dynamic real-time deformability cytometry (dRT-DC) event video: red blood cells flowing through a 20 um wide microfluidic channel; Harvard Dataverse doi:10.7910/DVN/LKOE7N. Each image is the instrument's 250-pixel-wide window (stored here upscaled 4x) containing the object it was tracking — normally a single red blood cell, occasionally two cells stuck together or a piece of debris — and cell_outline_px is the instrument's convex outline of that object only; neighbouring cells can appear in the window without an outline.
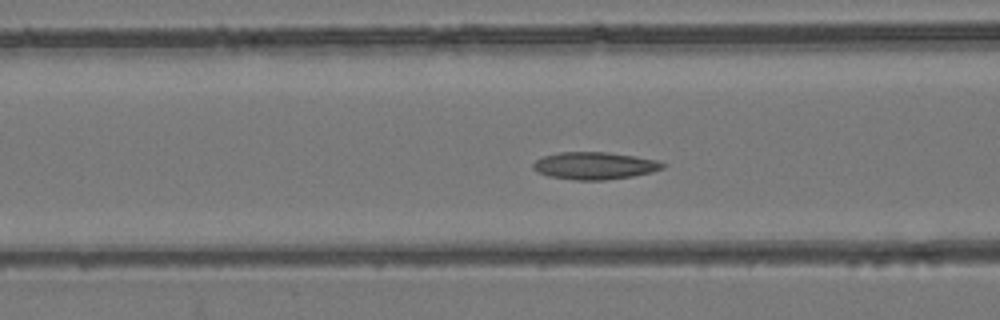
{"species": "common noctule bat (a hibernating species)", "species_latin": "Nyctalus noctula", "temperature_condition": "room temperature", "stored_images_in_passage": 43, "camera_frame_rate_fps": 3000, "um_per_image_px": 0.085, "animal": {"sex": "female", "body_mass_g": 24.6, "forearm_length_mm": 56.2}, "frame": {"image": 1, "passage_image": 11, "time_ms": 3.333, "image_size_px": [1000, 320], "cell_outline_px": [[664, 168], [652, 172], [632, 176], [604, 180], [576, 180], [548, 176], [536, 172], [532, 168], [532, 164], [536, 160], [544, 156], [560, 152], [608, 152], [636, 156], [656, 160], [664, 164]], "centroid_in_image_um": [50.51, 14.08], "position_along_channel_um": 116.1, "area_um2": 20.63}}
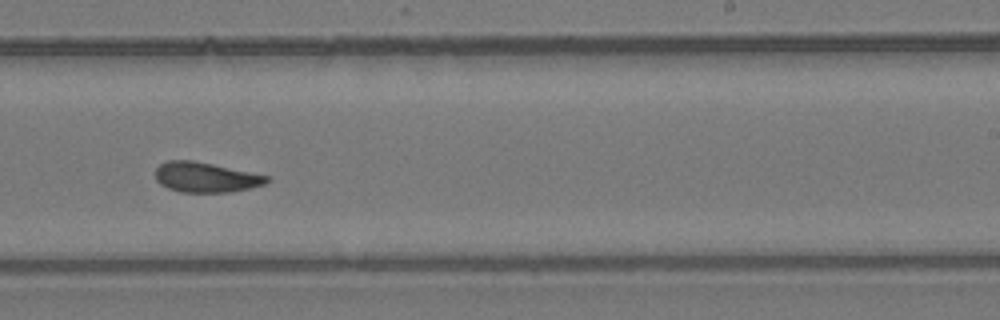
{"frame": {"image": 2, "passage_image": 23, "time_ms": 7.333, "image_size_px": [1000, 320], "cell_outline_px": [[268, 180], [264, 184], [248, 188], [228, 192], [180, 192], [168, 188], [160, 184], [156, 180], [156, 168], [160, 164], [168, 160], [192, 160], [212, 164], [268, 176]], "centroid_in_image_um": [17.42, 15.07], "position_along_channel_um": 271.6, "area_um2": 19.19}}
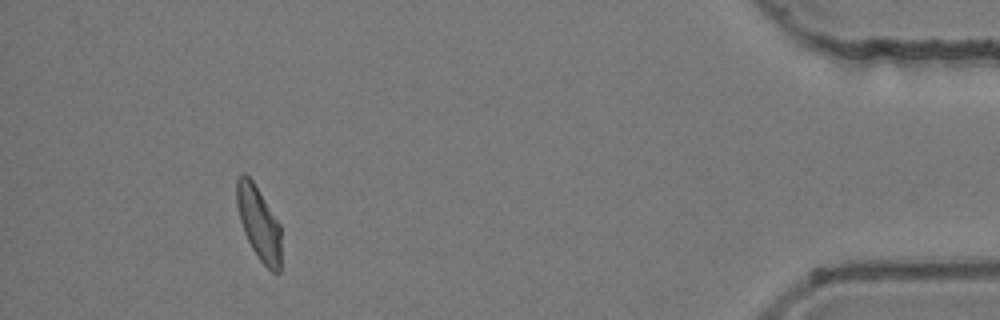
{"frame": {"image": 3, "passage_image": 39, "time_ms": 12.667, "image_size_px": [1000, 320], "cell_outline_px": [[280, 272], [272, 272], [260, 260], [252, 248], [244, 232], [240, 220], [236, 204], [236, 176], [240, 172], [244, 172], [252, 180], [280, 224]], "centroid_in_image_um": [21.97, 18.92], "position_along_channel_um": 413.2, "area_um2": 18.96}, "authors_computed_cell_mechanics": {"area_um2": 19.7098, "velocity_mm_per_s": 3.8923, "shape_relaxation_time_tau1_ms": null, "shape_relaxation_time_tau2_ms": 2.5085, "deformation_change_tau1": null, "deformation_change_tau2": 0.0857}}